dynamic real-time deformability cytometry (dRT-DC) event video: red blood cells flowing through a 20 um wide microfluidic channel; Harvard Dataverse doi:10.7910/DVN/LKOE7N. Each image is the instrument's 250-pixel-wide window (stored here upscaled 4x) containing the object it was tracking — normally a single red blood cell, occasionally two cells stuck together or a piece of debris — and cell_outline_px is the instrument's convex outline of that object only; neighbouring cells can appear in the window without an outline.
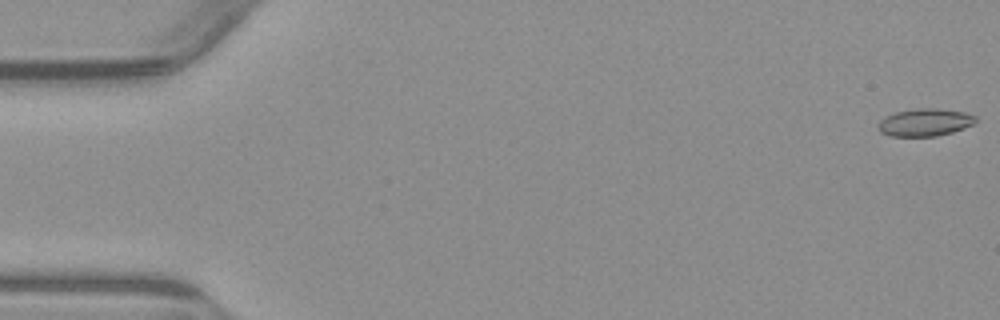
{"species": "common noctule bat (a hibernating species)", "species_latin": "Nyctalus noctula", "temperature_condition": "warm", "stored_images_in_passage": 6, "camera_frame_rate_fps": 3000, "um_per_image_px": 0.085, "animal": {"sex": "male", "body_mass_g": 23.1, "forearm_length_mm": 52.7}, "frame": {"image": 1, "passage_image": 1, "time_ms": 0.0, "image_size_px": [1000, 320], "cell_outline_px": [[976, 120], [972, 124], [964, 128], [952, 132], [936, 136], [888, 136], [880, 132], [880, 120], [884, 116], [896, 112], [916, 108], [936, 108], [964, 112], [976, 116]], "centroid_in_image_um": [78.61, 10.4], "position_along_channel_um": 6.4, "area_um2": 15.55}}
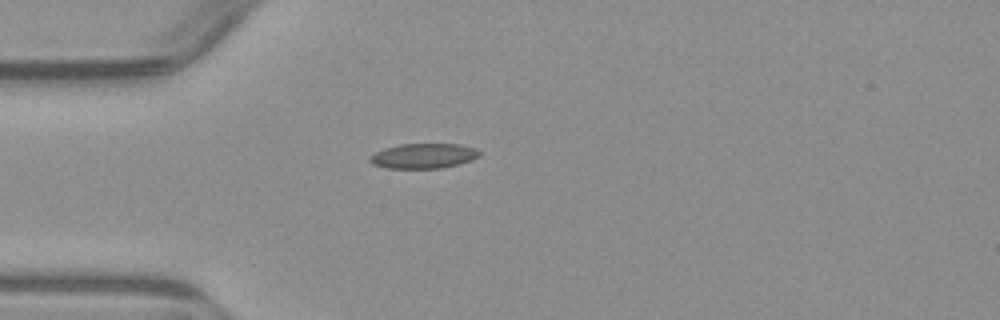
{"frame": {"image": 2, "passage_image": 5, "time_ms": 4.667, "image_size_px": [1000, 320], "cell_outline_px": [[480, 156], [472, 160], [440, 168], [388, 168], [372, 164], [368, 160], [376, 152], [384, 148], [400, 144], [460, 144], [476, 148], [480, 152]], "centroid_in_image_um": [36.01, 13.24], "position_along_channel_um": 49.0, "area_um2": 15.84}}